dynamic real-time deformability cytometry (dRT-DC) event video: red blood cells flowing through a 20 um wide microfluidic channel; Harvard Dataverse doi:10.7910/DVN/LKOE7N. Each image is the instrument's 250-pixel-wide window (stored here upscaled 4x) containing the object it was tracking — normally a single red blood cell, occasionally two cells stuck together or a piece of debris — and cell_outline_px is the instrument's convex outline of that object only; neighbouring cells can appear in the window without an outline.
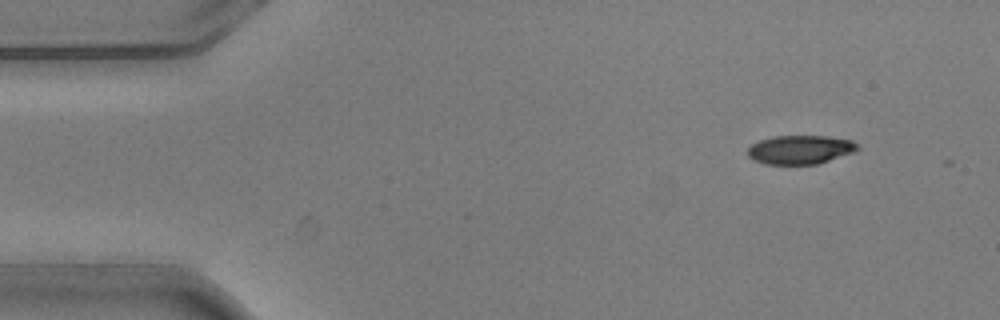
{"species": "common noctule bat (a hibernating species)", "species_latin": "Nyctalus noctula", "temperature_condition": "warm", "stored_images_in_passage": 4, "camera_frame_rate_fps": 3000, "um_per_image_px": 0.085, "animal": {"sex": "male", "body_mass_g": 20.5, "forearm_length_mm": 52.5}, "frame": {"image": 1, "passage_image": 1, "time_ms": 0.0, "image_size_px": [1000, 320], "cell_outline_px": [[860, 148], [852, 152], [816, 164], [764, 164], [752, 160], [748, 156], [748, 148], [752, 144], [760, 140], [772, 136], [824, 136], [852, 140]], "centroid_in_image_um": [67.96, 12.72], "position_along_channel_um": 17.0, "area_um2": 18.26}}
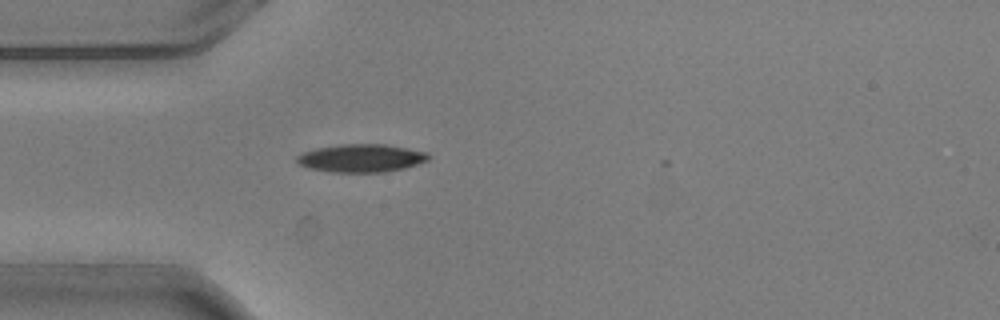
{"frame": {"image": 2, "passage_image": 4, "time_ms": 1.0, "image_size_px": [1000, 320], "cell_outline_px": [[432, 156], [428, 160], [404, 168], [384, 172], [328, 172], [308, 168], [300, 164], [296, 160], [296, 156], [304, 152], [316, 148], [340, 144], [384, 144], [408, 148], [428, 152]], "centroid_in_image_um": [30.72, 13.44], "position_along_channel_um": 54.3, "area_um2": 21.56}}